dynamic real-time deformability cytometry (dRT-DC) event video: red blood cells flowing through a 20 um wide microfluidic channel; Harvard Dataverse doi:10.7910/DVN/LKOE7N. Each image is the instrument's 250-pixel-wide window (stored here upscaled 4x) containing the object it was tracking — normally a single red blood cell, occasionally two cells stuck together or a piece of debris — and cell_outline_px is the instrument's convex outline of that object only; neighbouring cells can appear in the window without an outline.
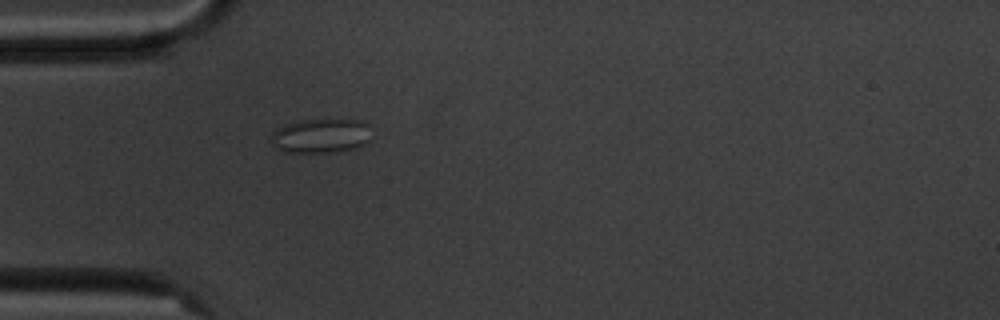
{"species": "common noctule bat (a hibernating species)", "species_latin": "Nyctalus noctula", "temperature_condition": "cold", "stored_images_in_passage": 4, "camera_frame_rate_fps": 3000, "um_per_image_px": 0.085, "animal": {"sex": "male", "body_mass_g": 20.1, "forearm_length_mm": 53.5}, "frame": {"image": 1, "passage_image": 4, "time_ms": 4.333, "image_size_px": [1000, 320], "cell_outline_px": [[368, 140], [364, 144], [356, 148], [340, 152], [284, 152], [272, 148], [272, 132], [276, 128], [296, 120], [356, 120], [364, 124]], "centroid_in_image_um": [27.15, 11.57], "position_along_channel_um": 57.9, "area_um2": 19.83}}